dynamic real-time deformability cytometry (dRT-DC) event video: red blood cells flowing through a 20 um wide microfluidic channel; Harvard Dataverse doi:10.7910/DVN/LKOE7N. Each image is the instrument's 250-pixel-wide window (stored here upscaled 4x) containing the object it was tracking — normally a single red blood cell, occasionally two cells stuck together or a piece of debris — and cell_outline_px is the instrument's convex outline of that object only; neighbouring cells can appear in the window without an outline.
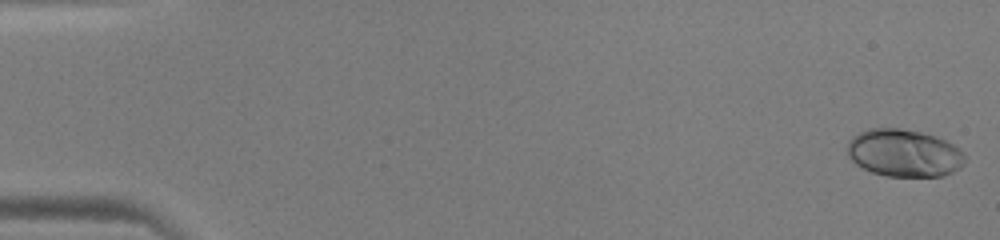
{"species": "human", "species_latin": "Homo sapiens", "temperature_condition": "warm", "stored_images_in_passage": 47, "camera_frame_rate_fps": 3000, "um_per_image_px": 0.085, "donor": {"sex": "male"}, "frame": {"image": 1, "passage_image": 1, "time_ms": 0.0, "image_size_px": [1000, 240], "cell_outline_px": [[964, 164], [960, 168], [944, 176], [888, 176], [872, 172], [856, 164], [848, 156], [848, 140], [852, 136], [868, 128], [900, 128], [920, 132], [936, 136], [960, 148], [964, 152]], "centroid_in_image_um": [76.85, 13.0], "position_along_channel_um": 8.2, "area_um2": 32.6}}
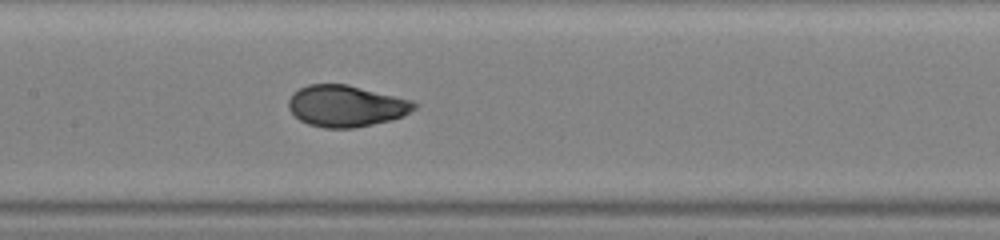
{"frame": {"image": 2, "passage_image": 24, "time_ms": 7.667, "image_size_px": [1000, 240], "cell_outline_px": [[420, 104], [416, 108], [404, 116], [392, 120], [352, 128], [324, 128], [308, 124], [300, 120], [288, 108], [288, 100], [292, 92], [308, 84], [348, 84], [412, 100]], "centroid_in_image_um": [29.43, 9.0], "position_along_channel_um": 178.0, "area_um2": 30.58}}
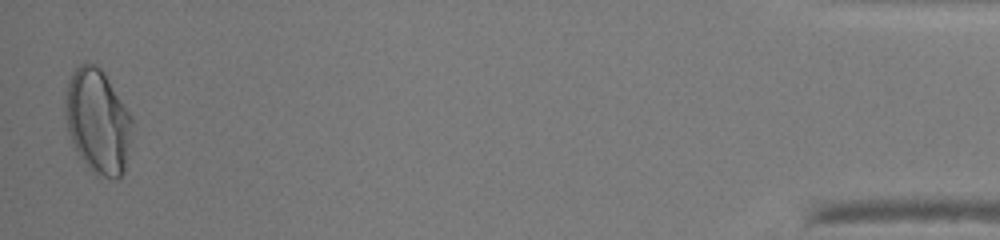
{"frame": {"image": 3, "passage_image": 47, "time_ms": 15.333, "image_size_px": [1000, 240], "cell_outline_px": [[132, 124], [124, 172], [116, 180], [112, 180], [96, 176], [84, 164], [68, 132], [64, 116], [64, 100], [68, 80], [72, 72], [80, 64], [96, 64], [104, 72], [132, 116]], "centroid_in_image_um": [8.29, 10.33], "position_along_channel_um": 426.9, "area_um2": 40.86}}